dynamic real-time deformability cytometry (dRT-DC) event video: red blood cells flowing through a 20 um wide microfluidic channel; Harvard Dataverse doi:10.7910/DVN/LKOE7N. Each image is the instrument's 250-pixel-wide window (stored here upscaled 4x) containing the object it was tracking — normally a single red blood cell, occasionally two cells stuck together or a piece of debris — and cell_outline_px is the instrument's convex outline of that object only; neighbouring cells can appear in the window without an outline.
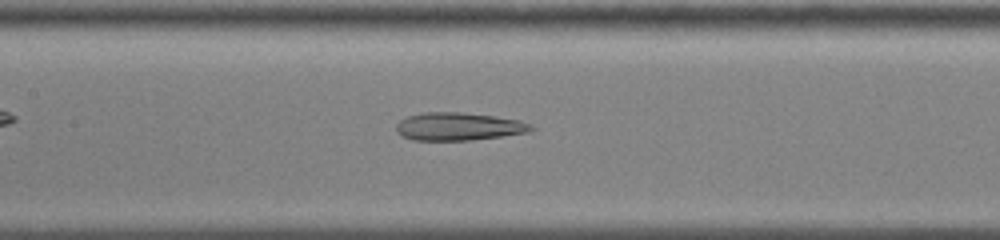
{"species": "common noctule bat (a hibernating species)", "species_latin": "Nyctalus noctula", "temperature_condition": "cold", "stored_images_in_passage": 44, "camera_frame_rate_fps": 3000, "um_per_image_px": 0.085, "animal": {"sex": "male", "body_mass_g": 13.0, "forearm_length_mm": 53.1}, "frame": {"image": 1, "passage_image": 15, "time_ms": 4.667, "image_size_px": [1000, 240], "cell_outline_px": [[536, 128], [528, 132], [472, 140], [412, 140], [400, 136], [396, 132], [396, 124], [400, 120], [408, 116], [424, 112], [460, 112], [492, 116], [520, 120], [532, 124]], "centroid_in_image_um": [38.95, 10.75], "position_along_channel_um": 168.4, "area_um2": 21.96}}
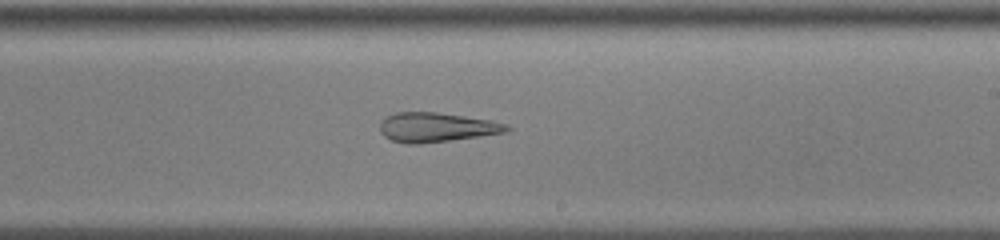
{"frame": {"image": 2, "passage_image": 22, "time_ms": 7.0, "image_size_px": [1000, 240], "cell_outline_px": [[512, 128], [508, 132], [480, 136], [420, 144], [408, 144], [392, 140], [384, 136], [380, 132], [380, 124], [384, 116], [396, 112], [436, 112], [492, 120], [508, 124]], "centroid_in_image_um": [37.11, 10.81], "position_along_channel_um": 251.9, "area_um2": 21.91}}
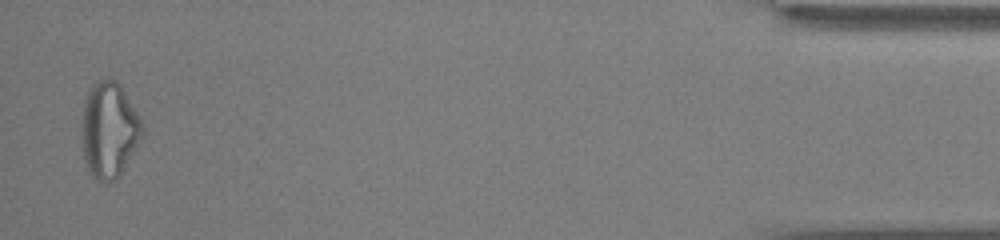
{"frame": {"image": 3, "passage_image": 43, "time_ms": 14.0, "image_size_px": [1000, 240], "cell_outline_px": [[144, 136], [120, 176], [116, 180], [108, 184], [104, 184], [96, 180], [88, 172], [84, 160], [80, 132], [80, 124], [84, 104], [88, 92], [92, 84], [96, 80], [104, 76], [108, 76], [116, 80], [120, 84], [144, 120]], "centroid_in_image_um": [9.29, 11.05], "position_along_channel_um": 425.9, "area_um2": 35.43}, "authors_computed_cell_mechanics": {"area_um2": 26.2412, "velocity_mm_per_s": 3.5931, "shape_relaxation_time_tau1_ms": null, "shape_relaxation_time_tau2_ms": 2.2165, "deformation_change_tau1": null, "deformation_change_tau2": 0.1176}}